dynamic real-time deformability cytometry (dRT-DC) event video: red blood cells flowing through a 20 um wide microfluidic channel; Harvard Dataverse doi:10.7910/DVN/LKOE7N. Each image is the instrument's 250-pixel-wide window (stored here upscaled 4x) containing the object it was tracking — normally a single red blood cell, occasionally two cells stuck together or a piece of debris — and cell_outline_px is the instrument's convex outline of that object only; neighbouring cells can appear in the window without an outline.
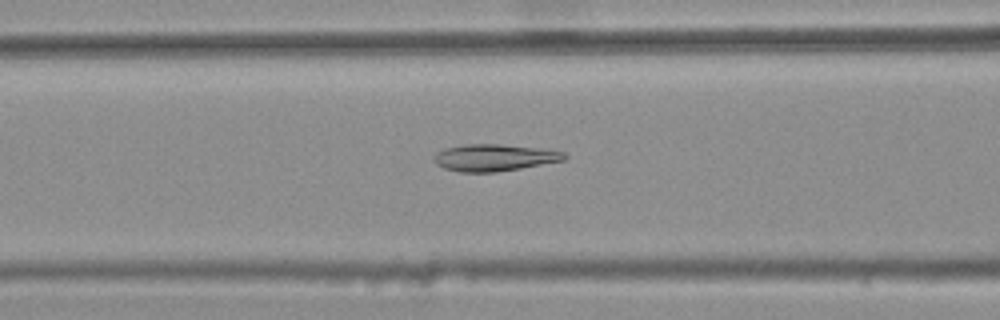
{"species": "common noctule bat (a hibernating species)", "species_latin": "Nyctalus noctula", "temperature_condition": "warm", "stored_images_in_passage": 43, "camera_frame_rate_fps": 3000, "um_per_image_px": 0.085, "animal": {"sex": "female", "body_mass_g": 25.1}, "frame": {"image": 1, "passage_image": 17, "time_ms": 5.333, "image_size_px": [1000, 320], "cell_outline_px": [[568, 156], [564, 160], [520, 168], [496, 172], [460, 172], [444, 168], [436, 164], [432, 160], [432, 156], [436, 152], [444, 148], [464, 144], [500, 144], [536, 148], [564, 152]], "centroid_in_image_um": [41.94, 13.39], "position_along_channel_um": 124.7, "area_um2": 20.4}}
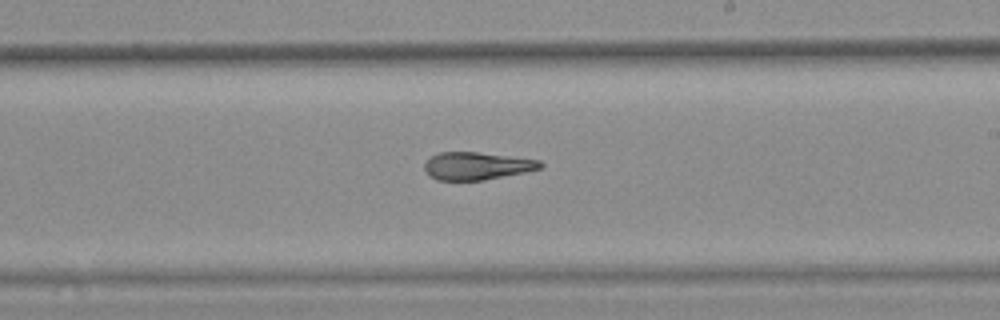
{"frame": {"image": 2, "passage_image": 27, "time_ms": 8.667, "image_size_px": [1000, 320], "cell_outline_px": [[544, 164], [540, 168], [524, 172], [484, 180], [436, 180], [428, 176], [424, 168], [424, 164], [432, 156], [440, 152], [476, 152], [540, 160]], "centroid_in_image_um": [40.5, 14.11], "position_along_channel_um": 248.5, "area_um2": 18.5}}
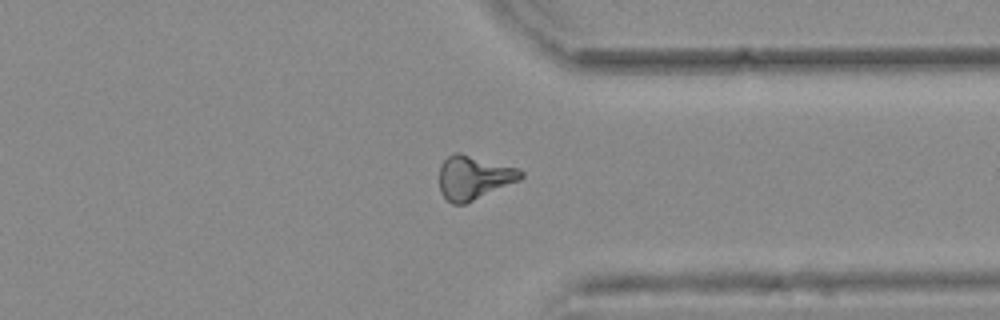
{"frame": {"image": 3, "passage_image": 37, "time_ms": 12.0, "image_size_px": [1000, 320], "cell_outline_px": [[524, 176], [520, 180], [464, 204], [452, 204], [440, 192], [440, 164], [448, 156], [456, 152], [460, 152], [516, 168], [524, 172]], "centroid_in_image_um": [40.26, 15.08], "position_along_channel_um": 371.1, "area_um2": 20.58}, "authors_computed_cell_mechanics": {"area_um2": 19.941, "velocity_mm_per_s": 3.7259, "shape_relaxation_time_tau1_ms": null, "shape_relaxation_time_tau2_ms": 3.1426, "deformation_change_tau1": null, "deformation_change_tau2": 0.0777}}